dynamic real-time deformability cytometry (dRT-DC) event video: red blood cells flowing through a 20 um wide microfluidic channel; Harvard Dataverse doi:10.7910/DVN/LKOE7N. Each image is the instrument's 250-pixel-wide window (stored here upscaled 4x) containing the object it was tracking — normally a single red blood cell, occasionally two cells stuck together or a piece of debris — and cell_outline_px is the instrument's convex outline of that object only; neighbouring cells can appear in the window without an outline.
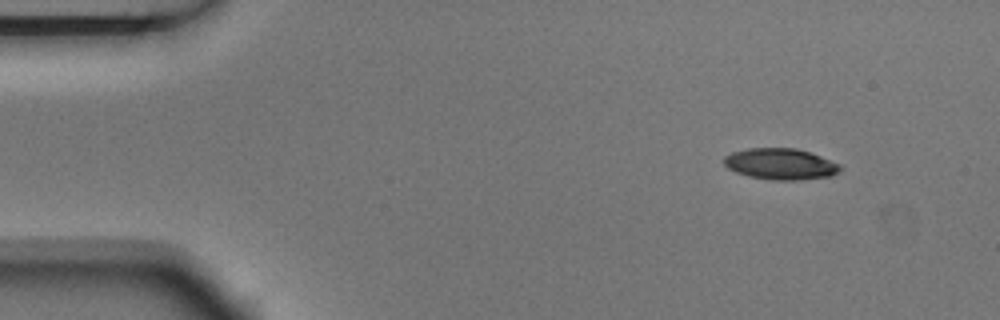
{"species": "Egyptian fruit bat (a non-hibernating species)", "species_latin": "Rousettus aegyptiacus", "temperature_condition": "room temperature", "stored_images_in_passage": 4, "camera_frame_rate_fps": 3000, "um_per_image_px": 0.085, "animal": {"sex": "male"}, "frame": {"image": 1, "passage_image": 1, "time_ms": 0.0, "image_size_px": [1000, 320], "cell_outline_px": [[840, 172], [832, 176], [800, 180], [772, 180], [748, 176], [736, 172], [728, 168], [724, 164], [724, 156], [732, 152], [748, 148], [796, 148], [820, 156], [840, 164]], "centroid_in_image_um": [66.34, 13.94], "position_along_channel_um": 18.7, "area_um2": 21.15}}
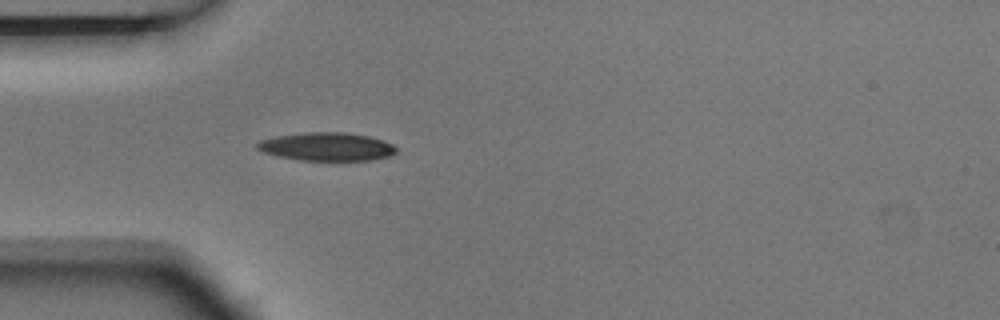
{"frame": {"image": 2, "passage_image": 4, "time_ms": 1.0, "image_size_px": [1000, 320], "cell_outline_px": [[396, 152], [388, 156], [372, 160], [300, 160], [280, 156], [264, 152], [256, 148], [256, 144], [260, 140], [276, 136], [304, 132], [344, 132], [368, 136], [384, 140], [392, 144], [396, 148]], "centroid_in_image_um": [27.78, 12.46], "position_along_channel_um": 57.2, "area_um2": 22.77}}